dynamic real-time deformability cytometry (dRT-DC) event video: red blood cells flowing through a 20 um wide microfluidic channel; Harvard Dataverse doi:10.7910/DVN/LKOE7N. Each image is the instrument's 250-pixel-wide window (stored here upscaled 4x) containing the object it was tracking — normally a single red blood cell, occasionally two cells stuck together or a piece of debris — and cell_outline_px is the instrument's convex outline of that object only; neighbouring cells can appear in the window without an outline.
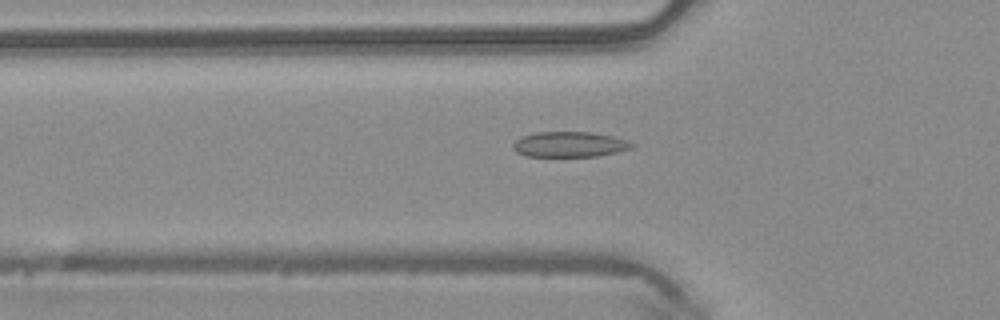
{"species": "common noctule bat (a hibernating species)", "species_latin": "Nyctalus noctula", "temperature_condition": "warm", "stored_images_in_passage": 46, "camera_frame_rate_fps": 3000, "um_per_image_px": 0.085, "animal": {"sex": "male", "body_mass_g": 20.4}, "frame": {"image": 1, "passage_image": 14, "time_ms": 4.333, "image_size_px": [1000, 320], "cell_outline_px": [[636, 144], [632, 148], [616, 152], [596, 156], [528, 156], [516, 152], [512, 148], [512, 144], [516, 140], [524, 136], [536, 132], [592, 132], [612, 136]], "centroid_in_image_um": [48.4, 12.27], "position_along_channel_um": 77.4, "area_um2": 17.4}}
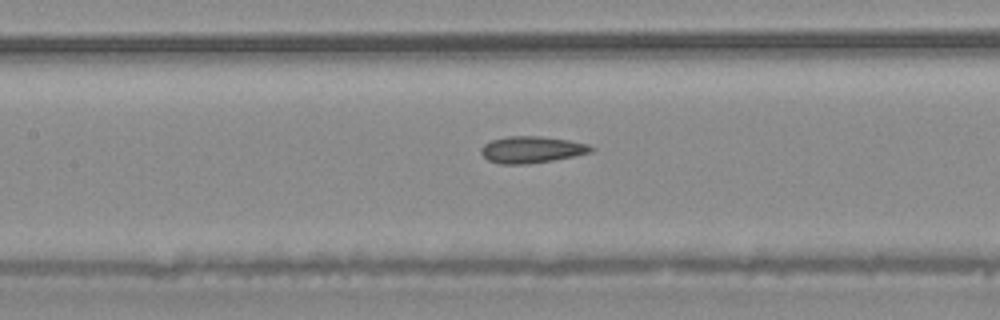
{"frame": {"image": 2, "passage_image": 20, "time_ms": 6.333, "image_size_px": [1000, 320], "cell_outline_px": [[596, 148], [592, 152], [552, 160], [528, 164], [500, 164], [488, 160], [480, 152], [480, 148], [484, 144], [492, 140], [508, 136], [540, 136], [568, 140], [588, 144]], "centroid_in_image_um": [45.18, 12.71], "position_along_channel_um": 162.2, "area_um2": 17.05}}
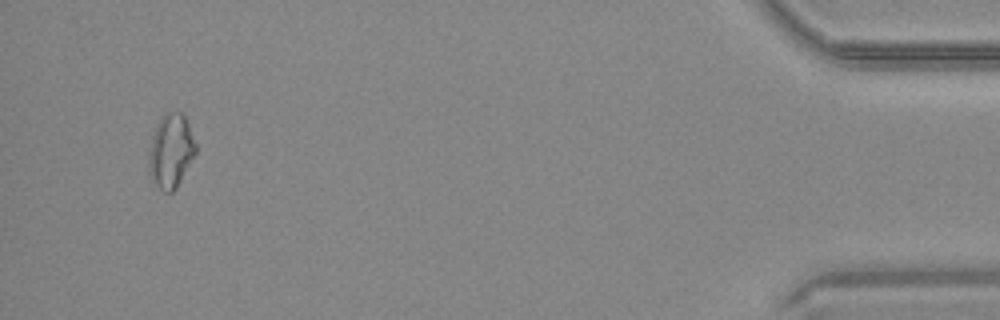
{"frame": {"image": 3, "passage_image": 44, "time_ms": 14.333, "image_size_px": [1000, 320], "cell_outline_px": [[196, 152], [176, 188], [172, 192], [164, 192], [148, 176], [148, 156], [152, 136], [160, 116], [164, 112], [180, 112], [184, 116], [188, 124], [196, 144]], "centroid_in_image_um": [14.49, 12.83], "position_along_channel_um": 420.7, "area_um2": 20.17}, "authors_computed_cell_mechanics": {"area_um2": 17.1955, "velocity_mm_per_s": 4.1985, "shape_relaxation_time_tau1_ms": null, "shape_relaxation_time_tau2_ms": 6.5984, "deformation_change_tau1": null, "deformation_change_tau2": 0.1576}}